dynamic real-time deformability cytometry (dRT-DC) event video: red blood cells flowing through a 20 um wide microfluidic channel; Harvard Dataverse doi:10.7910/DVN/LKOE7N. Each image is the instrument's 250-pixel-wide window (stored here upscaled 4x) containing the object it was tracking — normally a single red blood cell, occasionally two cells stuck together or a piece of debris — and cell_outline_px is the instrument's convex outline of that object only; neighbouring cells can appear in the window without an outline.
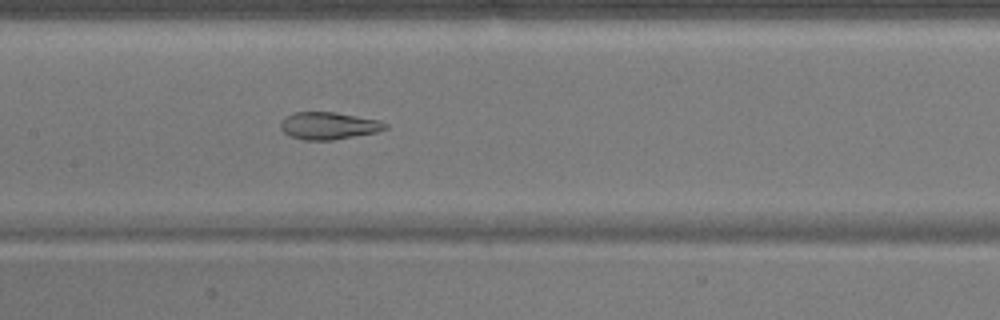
{"species": "common noctule bat (a hibernating species)", "species_latin": "Nyctalus noctula", "temperature_condition": "warm", "stored_images_in_passage": 52, "camera_frame_rate_fps": 3000, "um_per_image_px": 0.085, "animal": {"sex": "male", "body_mass_g": 17.9}, "frame": {"image": 1, "passage_image": 25, "time_ms": 8.0, "image_size_px": [1000, 320], "cell_outline_px": [[388, 128], [376, 132], [332, 140], [304, 140], [288, 136], [280, 128], [280, 120], [284, 116], [292, 112], [336, 112], [380, 120], [388, 124]], "centroid_in_image_um": [27.9, 10.68], "position_along_channel_um": 179.5, "area_um2": 16.88}}
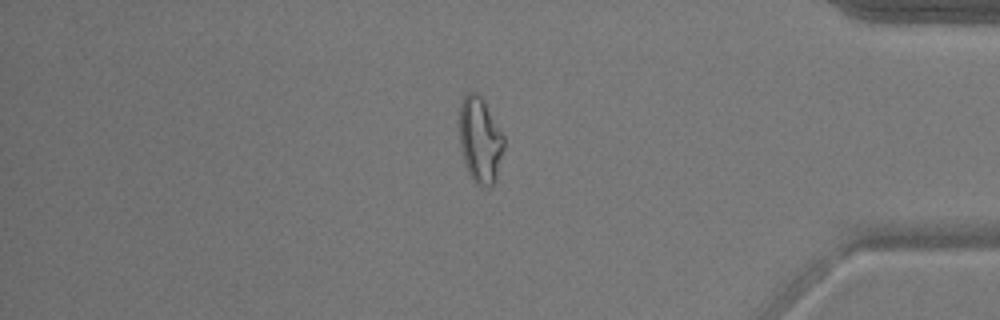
{"frame": {"image": 2, "passage_image": 44, "time_ms": 14.333, "image_size_px": [1000, 320], "cell_outline_px": [[504, 148], [496, 180], [492, 188], [484, 188], [476, 184], [468, 172], [460, 148], [460, 104], [464, 96], [468, 92], [476, 92], [480, 96], [504, 136]], "centroid_in_image_um": [40.81, 11.97], "position_along_channel_um": 394.4, "area_um2": 22.2}}
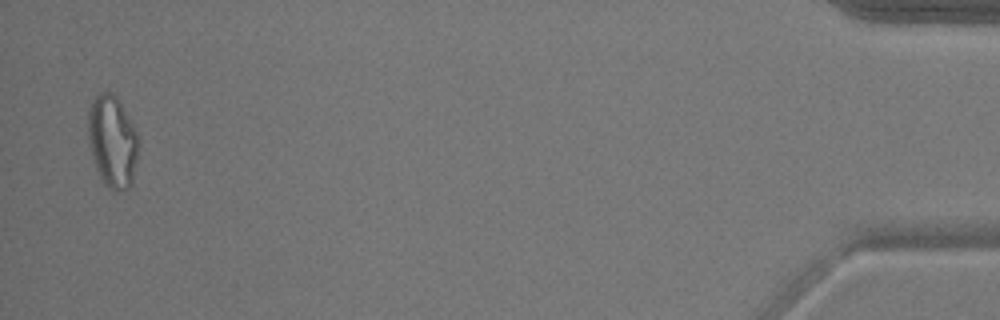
{"frame": {"image": 3, "passage_image": 51, "time_ms": 16.667, "image_size_px": [1000, 320], "cell_outline_px": [[136, 160], [132, 184], [128, 188], [120, 192], [112, 192], [104, 184], [96, 172], [92, 160], [88, 136], [88, 112], [92, 100], [100, 92], [112, 92], [116, 96], [132, 124], [136, 132]], "centroid_in_image_um": [9.51, 12.08], "position_along_channel_um": 425.7, "area_um2": 26.93}, "authors_computed_cell_mechanics": {"area_um2": 21.964, "velocity_mm_per_s": 3.8597, "shape_relaxation_time_tau1_ms": null, "shape_relaxation_time_tau2_ms": 2.0556, "deformation_change_tau1": null, "deformation_change_tau2": 0.0823}}